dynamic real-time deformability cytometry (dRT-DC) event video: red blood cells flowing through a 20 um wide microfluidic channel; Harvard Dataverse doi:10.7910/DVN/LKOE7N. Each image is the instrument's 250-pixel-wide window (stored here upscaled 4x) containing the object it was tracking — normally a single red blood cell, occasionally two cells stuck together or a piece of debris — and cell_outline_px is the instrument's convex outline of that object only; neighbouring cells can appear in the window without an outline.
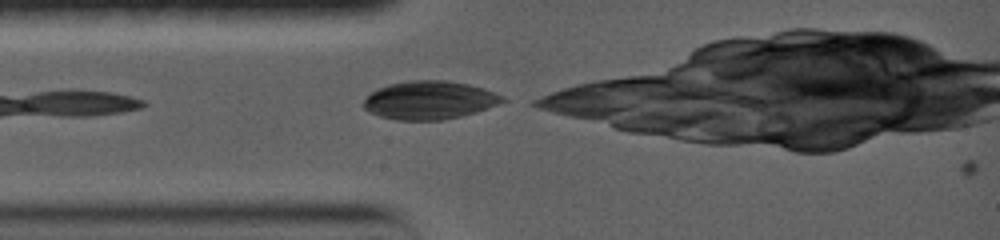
{"species": "common noctule bat (a hibernating species)", "species_latin": "Nyctalus noctula", "temperature_condition": "warm", "stored_images_in_passage": 1, "camera_frame_rate_fps": 5000, "um_per_image_px": 0.085, "animal": {"sex": "female", "body_mass_g": 19.0, "forearm_length_mm": 56.7}, "frame": {"image": 1, "passage_image": 1, "time_ms": 0.0, "image_size_px": [1000, 240], "cell_outline_px": [[508, 100], [488, 108], [476, 112], [444, 120], [396, 120], [380, 116], [368, 112], [360, 104], [376, 88], [388, 84], [408, 80], [448, 80], [468, 84], [484, 88], [496, 92], [504, 96]], "centroid_in_image_um": [36.5, 8.51], "position_along_channel_um": 48.5, "area_um2": 31.39}}